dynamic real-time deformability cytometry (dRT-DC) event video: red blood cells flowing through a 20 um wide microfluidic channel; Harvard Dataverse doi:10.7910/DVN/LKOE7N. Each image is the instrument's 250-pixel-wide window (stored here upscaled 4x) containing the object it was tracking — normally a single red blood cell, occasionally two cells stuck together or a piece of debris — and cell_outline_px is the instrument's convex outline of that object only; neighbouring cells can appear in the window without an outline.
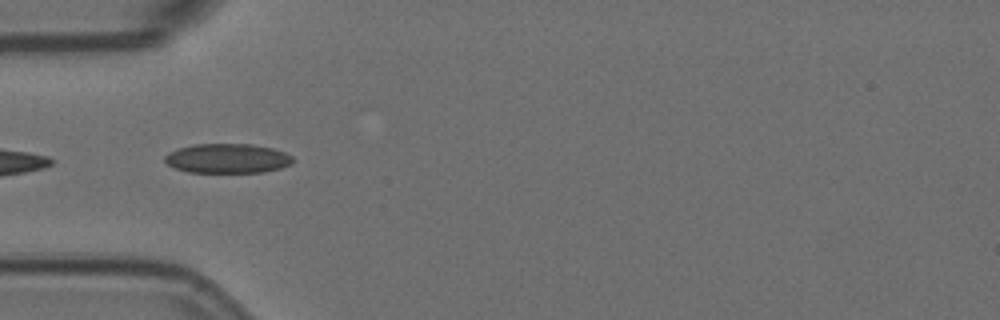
{"species": "Egyptian fruit bat (a non-hibernating species)", "species_latin": "Rousettus aegyptiacus", "temperature_condition": "room temperature", "stored_images_in_passage": 6, "camera_frame_rate_fps": 3000, "um_per_image_px": 0.085, "animal": {"sex": "female"}, "frame": {"image": 1, "passage_image": 5, "time_ms": 1.333, "image_size_px": [1000, 320], "cell_outline_px": [[292, 164], [280, 168], [264, 172], [188, 172], [176, 168], [168, 164], [164, 160], [164, 156], [168, 152], [176, 148], [196, 144], [252, 144], [272, 148], [284, 152], [292, 156]], "centroid_in_image_um": [19.32, 13.46], "position_along_channel_um": 65.7, "area_um2": 22.02}}
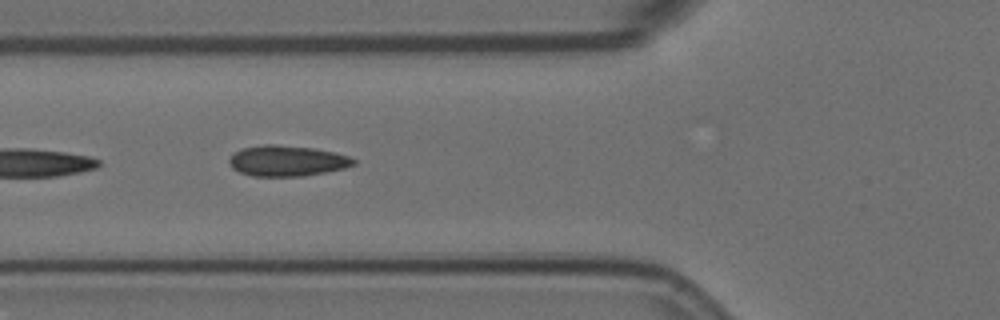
{"frame": {"image": 2, "passage_image": 6, "time_ms": 1.667, "image_size_px": [1000, 320], "cell_outline_px": [[356, 164], [344, 168], [304, 176], [252, 176], [240, 172], [232, 168], [228, 164], [228, 160], [240, 148], [264, 144], [276, 144], [312, 148], [332, 152], [348, 156], [356, 160]], "centroid_in_image_um": [24.36, 13.67], "position_along_channel_um": 101.4, "area_um2": 22.2}}